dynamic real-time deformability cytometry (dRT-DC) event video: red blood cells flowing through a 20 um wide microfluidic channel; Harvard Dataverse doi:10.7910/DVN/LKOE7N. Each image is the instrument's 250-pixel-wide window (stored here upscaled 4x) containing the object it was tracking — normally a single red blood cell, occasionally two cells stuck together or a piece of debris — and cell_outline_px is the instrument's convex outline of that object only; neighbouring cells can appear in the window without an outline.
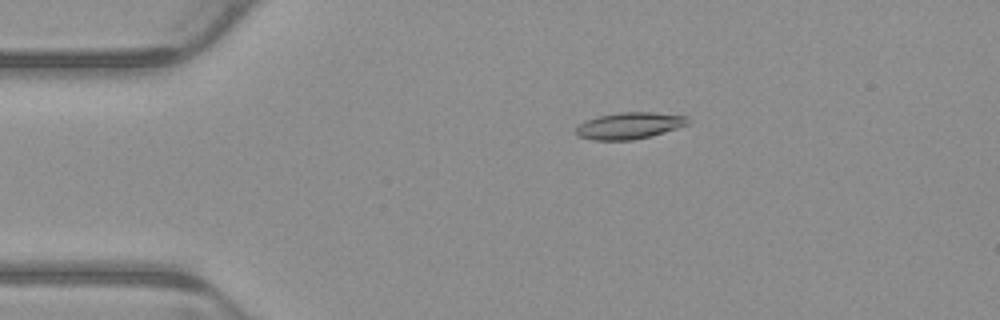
{"species": "common noctule bat (a hibernating species)", "species_latin": "Nyctalus noctula", "temperature_condition": "warm", "stored_images_in_passage": 4, "camera_frame_rate_fps": 3000, "um_per_image_px": 0.085, "animal": {"sex": "male", "body_mass_g": 23.1, "forearm_length_mm": 52.7}, "frame": {"image": 1, "passage_image": 3, "time_ms": 0.667, "image_size_px": [1000, 320], "cell_outline_px": [[688, 124], [664, 132], [632, 140], [592, 140], [580, 136], [576, 132], [576, 128], [584, 120], [600, 116], [620, 112], [652, 112], [688, 116]], "centroid_in_image_um": [53.49, 10.67], "position_along_channel_um": 31.5, "area_um2": 17.11}}